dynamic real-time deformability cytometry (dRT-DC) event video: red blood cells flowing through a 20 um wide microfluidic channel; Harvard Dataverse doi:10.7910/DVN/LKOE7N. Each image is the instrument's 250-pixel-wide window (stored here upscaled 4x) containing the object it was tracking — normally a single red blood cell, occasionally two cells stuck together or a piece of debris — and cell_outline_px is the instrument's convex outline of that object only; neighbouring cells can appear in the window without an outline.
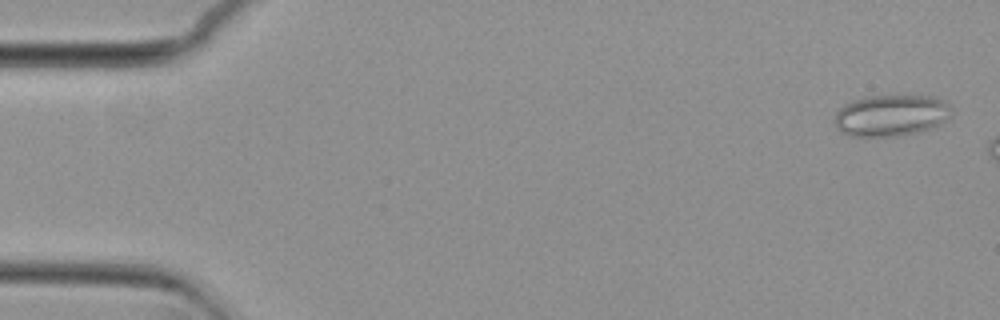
{"species": "common noctule bat (a hibernating species)", "species_latin": "Nyctalus noctula", "temperature_condition": "cold", "stored_images_in_passage": 8, "camera_frame_rate_fps": 3000, "um_per_image_px": 0.085, "animal": {"sex": "female", "body_mass_g": 29.2, "forearm_length_mm": 56.3}, "frame": {"image": 1, "passage_image": 2, "time_ms": 0.333, "image_size_px": [1000, 320], "cell_outline_px": [[952, 112], [940, 124], [916, 132], [896, 136], [848, 136], [840, 132], [836, 128], [836, 112], [844, 104], [852, 100], [864, 96], [936, 96], [948, 100], [952, 108]], "centroid_in_image_um": [75.74, 9.79], "position_along_channel_um": 9.3, "area_um2": 28.38}}